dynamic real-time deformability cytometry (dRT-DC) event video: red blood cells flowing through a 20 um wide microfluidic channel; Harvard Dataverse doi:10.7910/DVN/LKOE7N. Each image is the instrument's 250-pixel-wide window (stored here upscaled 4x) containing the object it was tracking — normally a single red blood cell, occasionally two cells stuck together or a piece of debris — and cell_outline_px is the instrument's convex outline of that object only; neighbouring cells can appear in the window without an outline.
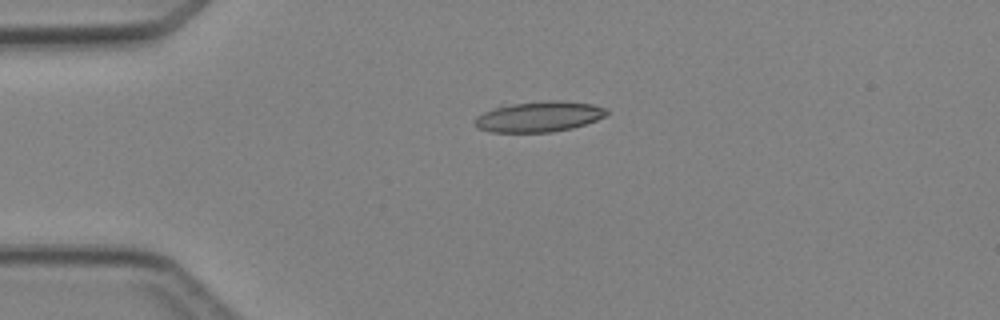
{"species": "Egyptian fruit bat (a non-hibernating species)", "species_latin": "Rousettus aegyptiacus", "temperature_condition": "cold", "stored_images_in_passage": 5, "camera_frame_rate_fps": 3000, "um_per_image_px": 0.085, "animal": {"sex": "female"}, "frame": {"image": 1, "passage_image": 3, "time_ms": 2.333, "image_size_px": [1000, 320], "cell_outline_px": [[608, 112], [604, 116], [596, 120], [572, 128], [552, 132], [488, 132], [476, 128], [476, 116], [484, 112], [496, 108], [512, 104], [548, 100], [560, 100], [592, 104], [608, 108]], "centroid_in_image_um": [45.84, 9.92], "position_along_channel_um": 39.2, "area_um2": 23.29}}
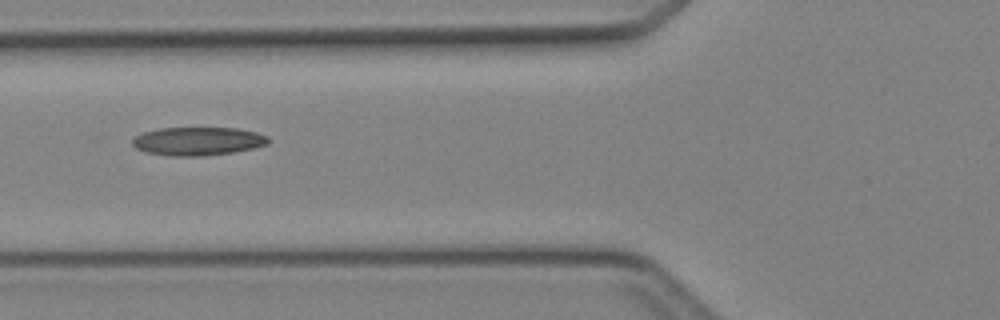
{"frame": {"image": 2, "passage_image": 5, "time_ms": 4.667, "image_size_px": [1000, 320], "cell_outline_px": [[268, 144], [252, 148], [232, 152], [204, 156], [168, 156], [144, 152], [136, 148], [132, 144], [132, 140], [136, 136], [144, 132], [160, 128], [236, 128], [256, 132], [268, 136]], "centroid_in_image_um": [16.79, 12.01], "position_along_channel_um": 109.0, "area_um2": 22.43}}